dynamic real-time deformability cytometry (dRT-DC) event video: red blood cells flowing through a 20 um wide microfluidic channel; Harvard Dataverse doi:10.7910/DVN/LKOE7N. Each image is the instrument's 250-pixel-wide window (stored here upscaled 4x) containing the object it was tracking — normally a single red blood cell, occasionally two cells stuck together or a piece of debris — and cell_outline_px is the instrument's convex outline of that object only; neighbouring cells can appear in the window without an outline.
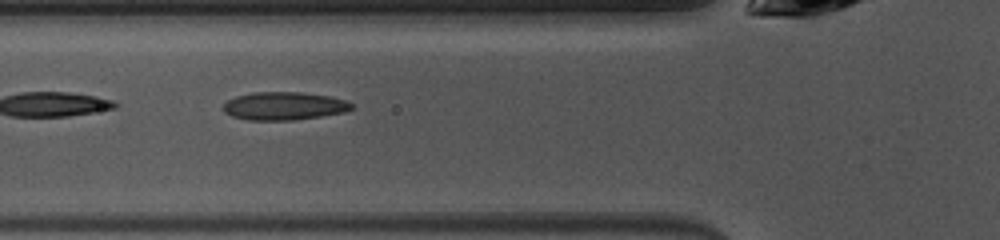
{"species": "common noctule bat (a hibernating species)", "species_latin": "Nyctalus noctula", "temperature_condition": "warm", "stored_images_in_passage": 44, "camera_frame_rate_fps": 3000, "um_per_image_px": 0.085, "animal": {"sex": "female", "body_mass_g": 10.0, "forearm_length_mm": 53.1}, "frame": {"image": 1, "passage_image": 13, "time_ms": 4.0, "image_size_px": [1000, 240], "cell_outline_px": [[352, 108], [344, 112], [320, 116], [292, 120], [248, 120], [232, 116], [224, 112], [224, 104], [228, 100], [236, 96], [252, 92], [300, 92], [328, 96], [344, 100], [352, 104]], "centroid_in_image_um": [24.11, 9.01], "position_along_channel_um": 101.7, "area_um2": 20.75}}
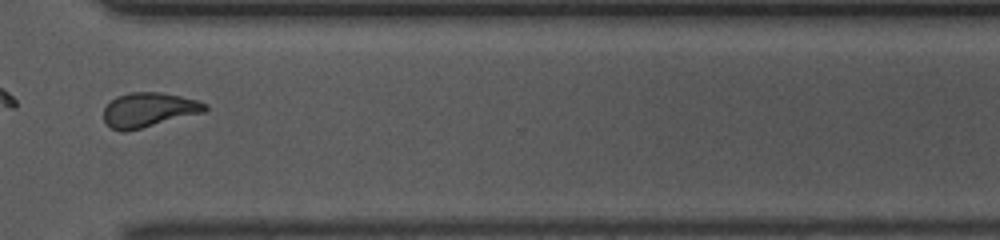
{"frame": {"image": 2, "passage_image": 32, "time_ms": 10.333, "image_size_px": [1000, 240], "cell_outline_px": [[208, 108], [204, 112], [124, 132], [120, 132], [112, 128], [104, 120], [104, 108], [116, 96], [132, 92], [160, 92], [180, 96], [196, 100], [208, 104]], "centroid_in_image_um": [12.64, 9.33], "position_along_channel_um": 358.0, "area_um2": 20.11}, "authors_computed_cell_mechanics": {"area_um2": 20.6346, "velocity_mm_per_s": 4.04, "shape_relaxation_time_tau1_ms": null, "shape_relaxation_time_tau2_ms": 1.7365, "deformation_change_tau1": null, "deformation_change_tau2": 0.0772}}